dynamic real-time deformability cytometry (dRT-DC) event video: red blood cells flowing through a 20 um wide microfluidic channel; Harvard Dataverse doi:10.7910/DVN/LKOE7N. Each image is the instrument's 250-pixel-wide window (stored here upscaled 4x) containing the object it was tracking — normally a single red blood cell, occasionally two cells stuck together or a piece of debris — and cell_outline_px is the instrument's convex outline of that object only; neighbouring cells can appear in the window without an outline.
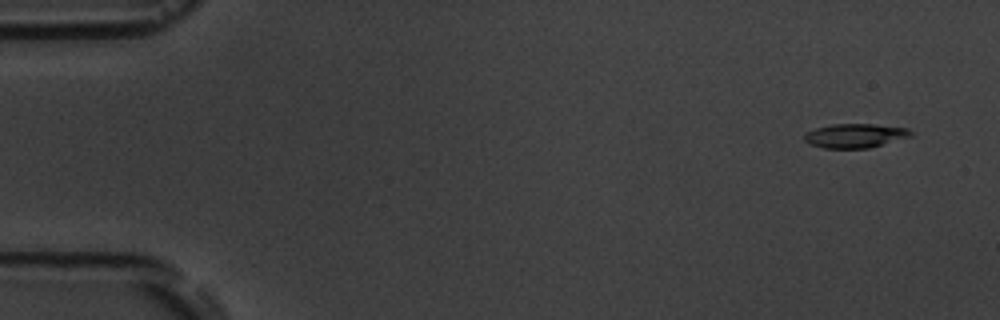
{"species": "common noctule bat (a hibernating species)", "species_latin": "Nyctalus noctula", "temperature_condition": "room temperature", "stored_images_in_passage": 4, "camera_frame_rate_fps": 3000, "um_per_image_px": 0.085, "animal": {"sex": "male", "body_mass_g": 19.5, "forearm_length_mm": 54.6}, "frame": {"image": 1, "passage_image": 1, "time_ms": 0.0, "image_size_px": [1000, 320], "cell_outline_px": [[916, 132], [912, 136], [868, 148], [824, 148], [812, 144], [804, 140], [804, 136], [808, 132], [816, 128], [832, 124], [872, 124], [908, 128]], "centroid_in_image_um": [72.74, 11.53], "position_along_channel_um": 12.3, "area_um2": 14.85}}